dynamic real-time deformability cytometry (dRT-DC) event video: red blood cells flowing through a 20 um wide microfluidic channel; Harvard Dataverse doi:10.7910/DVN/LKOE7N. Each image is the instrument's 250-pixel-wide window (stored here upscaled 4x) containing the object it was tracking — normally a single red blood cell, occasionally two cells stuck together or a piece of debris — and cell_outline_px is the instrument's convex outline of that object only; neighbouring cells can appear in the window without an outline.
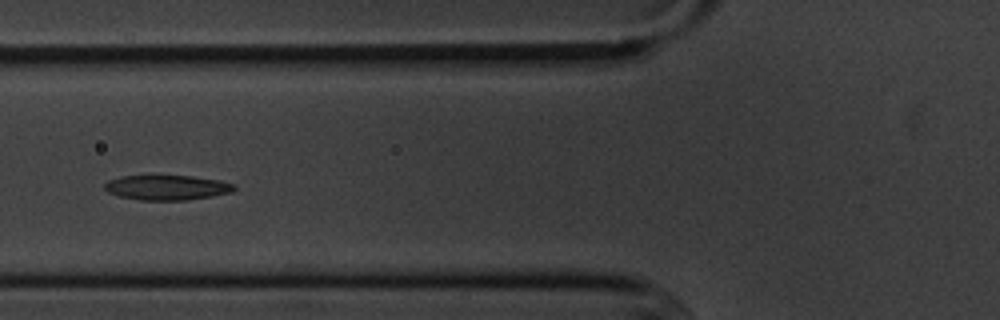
{"species": "common noctule bat (a hibernating species)", "species_latin": "Nyctalus noctula", "temperature_condition": "cold", "stored_images_in_passage": 8, "camera_frame_rate_fps": 3000, "um_per_image_px": 0.085, "animal": {"sex": "male", "body_mass_g": 20.1, "forearm_length_mm": 53.5}, "frame": {"image": 1, "passage_image": 6, "time_ms": 6.667, "image_size_px": [1000, 320], "cell_outline_px": [[236, 188], [232, 192], [212, 196], [184, 200], [140, 200], [120, 196], [108, 192], [104, 188], [104, 184], [108, 180], [120, 176], [192, 176], [220, 180], [236, 184]], "centroid_in_image_um": [14.21, 15.94], "position_along_channel_um": 111.6, "area_um2": 18.79}}
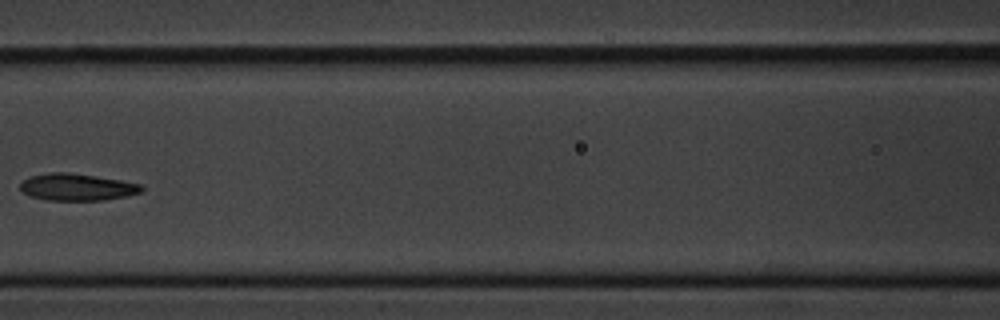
{"frame": {"image": 2, "passage_image": 7, "time_ms": 8.0, "image_size_px": [1000, 320], "cell_outline_px": [[144, 188], [140, 192], [128, 196], [104, 200], [44, 200], [32, 196], [24, 192], [20, 188], [20, 184], [24, 180], [32, 176], [52, 172], [68, 172], [96, 176], [120, 180], [140, 184]], "centroid_in_image_um": [6.57, 15.9], "position_along_channel_um": 160.0, "area_um2": 18.9}}
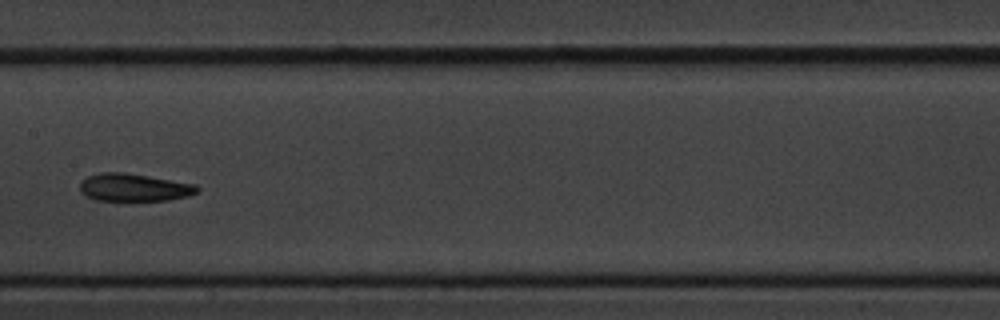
{"frame": {"image": 3, "passage_image": 8, "time_ms": 9.0, "image_size_px": [1000, 320], "cell_outline_px": [[200, 188], [196, 192], [188, 196], [168, 200], [96, 200], [84, 196], [80, 192], [80, 180], [88, 176], [100, 172], [124, 172], [196, 184]], "centroid_in_image_um": [11.35, 15.93], "position_along_channel_um": 196.1, "area_um2": 18.96}}